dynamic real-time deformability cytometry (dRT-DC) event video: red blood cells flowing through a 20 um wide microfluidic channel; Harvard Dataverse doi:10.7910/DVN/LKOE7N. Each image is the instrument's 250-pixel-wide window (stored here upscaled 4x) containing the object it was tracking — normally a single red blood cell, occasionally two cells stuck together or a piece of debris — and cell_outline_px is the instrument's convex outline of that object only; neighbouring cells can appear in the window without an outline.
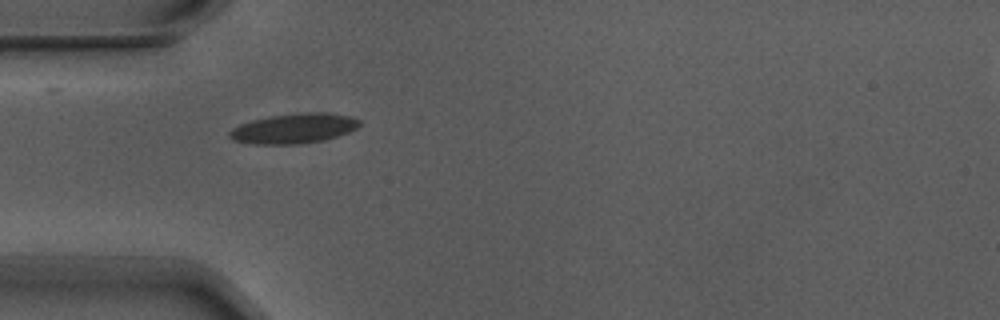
{"species": "Egyptian fruit bat (a non-hibernating species)", "species_latin": "Rousettus aegyptiacus", "temperature_condition": "warm", "stored_images_in_passage": 2, "camera_frame_rate_fps": 3000, "um_per_image_px": 0.085, "animal": {"sex": "male"}, "frame": {"image": 1, "passage_image": 1, "time_ms": 0.0, "image_size_px": [1000, 320], "cell_outline_px": [[360, 124], [356, 128], [348, 132], [324, 140], [296, 144], [252, 144], [232, 140], [228, 136], [228, 132], [232, 128], [240, 124], [252, 120], [268, 116], [304, 112], [324, 112], [348, 116], [360, 120]], "centroid_in_image_um": [24.93, 10.91], "position_along_channel_um": 60.1, "area_um2": 22.66}}